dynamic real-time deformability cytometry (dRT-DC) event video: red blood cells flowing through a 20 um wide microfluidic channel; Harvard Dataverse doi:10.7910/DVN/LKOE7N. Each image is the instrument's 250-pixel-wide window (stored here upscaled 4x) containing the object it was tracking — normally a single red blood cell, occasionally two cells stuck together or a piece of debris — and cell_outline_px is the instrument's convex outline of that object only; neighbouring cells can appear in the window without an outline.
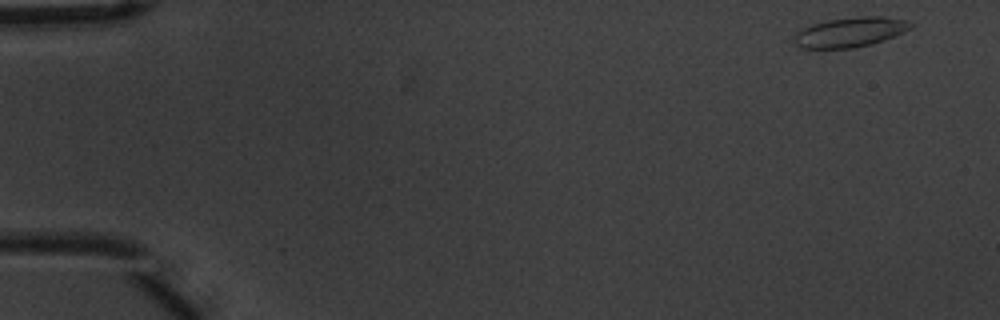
{"species": "common noctule bat (a hibernating species)", "species_latin": "Nyctalus noctula", "temperature_condition": "warm", "stored_images_in_passage": 53, "camera_frame_rate_fps": 3000, "um_per_image_px": 0.085, "animal": {"sex": "male", "body_mass_g": 20.1, "forearm_length_mm": 53.5}, "frame": {"image": 1, "passage_image": 1, "time_ms": 0.0, "image_size_px": [1000, 320], "cell_outline_px": [[916, 24], [912, 28], [884, 40], [872, 44], [852, 48], [800, 48], [792, 44], [792, 40], [796, 32], [812, 24], [828, 20], [860, 16], [880, 16], [904, 20]], "centroid_in_image_um": [72.23, 2.74], "position_along_channel_um": 12.8, "area_um2": 20.29}}
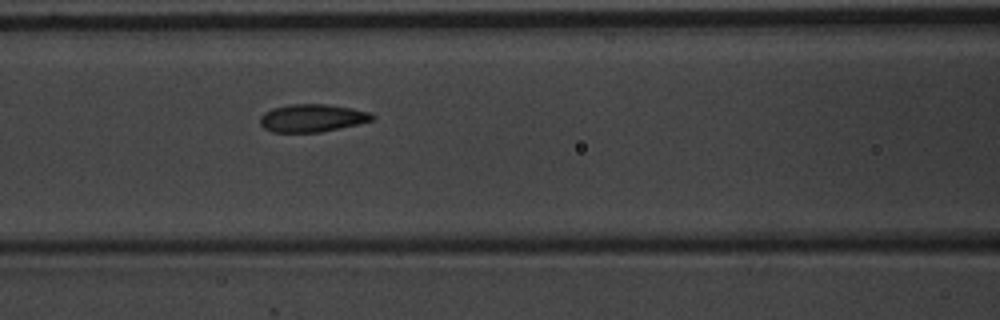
{"frame": {"image": 2, "passage_image": 22, "time_ms": 7.0, "image_size_px": [1000, 320], "cell_outline_px": [[376, 120], [320, 132], [272, 132], [264, 128], [260, 124], [260, 116], [264, 112], [272, 108], [292, 104], [328, 104], [352, 108], [372, 112], [376, 116]], "centroid_in_image_um": [26.57, 10.02], "position_along_channel_um": 140.0, "area_um2": 18.32}}
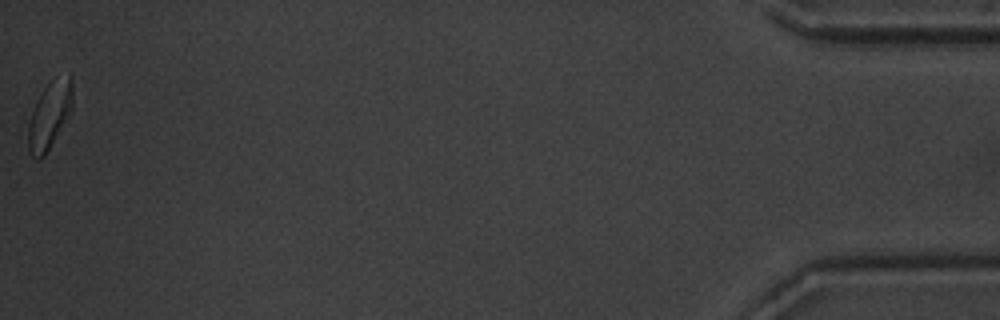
{"frame": {"image": 3, "passage_image": 53, "time_ms": 17.333, "image_size_px": [1000, 320], "cell_outline_px": [[72, 108], [44, 156], [40, 160], [36, 160], [28, 152], [28, 124], [36, 100], [44, 88], [52, 80], [72, 76]], "centroid_in_image_um": [4.17, 9.83], "position_along_channel_um": 431.0, "area_um2": 16.88}, "authors_computed_cell_mechanics": {"area_um2": 18.3226, "velocity_mm_per_s": 3.6981, "shape_relaxation_time_tau1_ms": 3.7379, "shape_relaxation_time_tau2_ms": 0.9523, "deformation_change_tau1": 0.1415, "deformation_change_tau2": 0.0686}}